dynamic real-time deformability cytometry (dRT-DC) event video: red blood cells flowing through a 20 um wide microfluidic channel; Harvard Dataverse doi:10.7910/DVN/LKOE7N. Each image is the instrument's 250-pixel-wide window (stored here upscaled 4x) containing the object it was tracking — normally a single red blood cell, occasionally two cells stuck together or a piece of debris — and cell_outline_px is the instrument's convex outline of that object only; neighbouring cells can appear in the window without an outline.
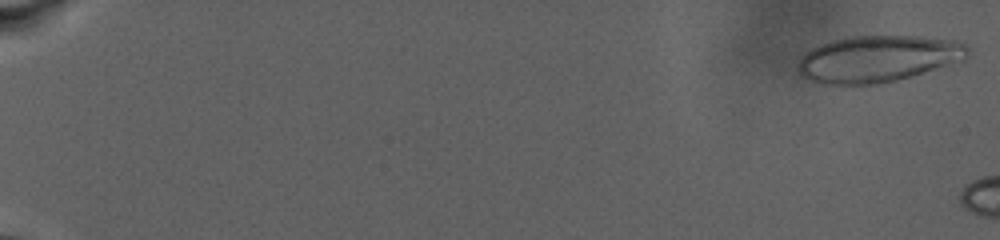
{"species": "human", "species_latin": "Homo sapiens", "temperature_condition": "warm", "stored_images_in_passage": 7, "camera_frame_rate_fps": 3000, "um_per_image_px": 0.085, "donor": {"sex": "male"}, "frame": {"image": 1, "passage_image": 2, "time_ms": 0.333, "image_size_px": [1000, 240], "cell_outline_px": [[968, 52], [964, 60], [912, 76], [896, 80], [876, 84], [824, 84], [808, 80], [800, 76], [800, 60], [812, 48], [820, 44], [832, 40], [852, 36], [916, 36], [952, 40], [968, 44]], "centroid_in_image_um": [74.65, 5.0], "position_along_channel_um": 10.4, "area_um2": 45.72}}